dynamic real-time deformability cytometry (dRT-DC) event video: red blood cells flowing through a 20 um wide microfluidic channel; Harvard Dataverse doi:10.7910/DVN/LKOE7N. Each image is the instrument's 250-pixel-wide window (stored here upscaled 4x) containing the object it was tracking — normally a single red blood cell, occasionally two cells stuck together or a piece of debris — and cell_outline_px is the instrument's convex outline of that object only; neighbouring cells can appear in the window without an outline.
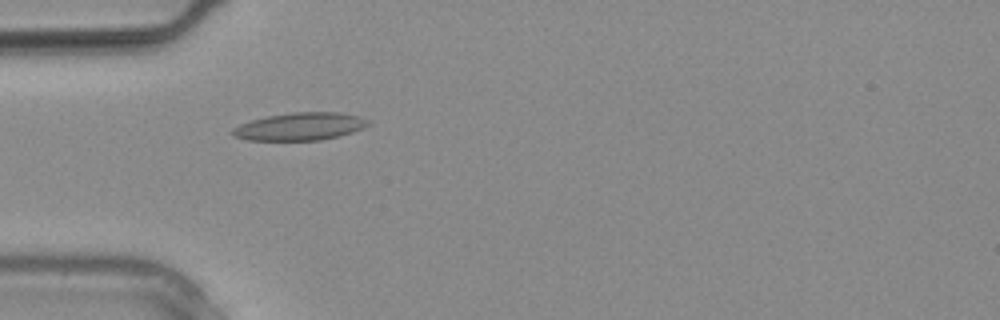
{"species": "common noctule bat (a hibernating species)", "species_latin": "Nyctalus noctula", "temperature_condition": "warm", "stored_images_in_passage": 2, "camera_frame_rate_fps": 3000, "um_per_image_px": 0.085, "animal": {"sex": "male", "body_mass_g": 20.4}, "frame": {"image": 1, "passage_image": 2, "time_ms": 0.333, "image_size_px": [1000, 320], "cell_outline_px": [[372, 124], [364, 128], [340, 136], [320, 140], [248, 140], [232, 136], [232, 128], [240, 124], [252, 120], [268, 116], [292, 112], [340, 112], [360, 116], [372, 120]], "centroid_in_image_um": [25.57, 10.74], "position_along_channel_um": 59.4, "area_um2": 22.08}}